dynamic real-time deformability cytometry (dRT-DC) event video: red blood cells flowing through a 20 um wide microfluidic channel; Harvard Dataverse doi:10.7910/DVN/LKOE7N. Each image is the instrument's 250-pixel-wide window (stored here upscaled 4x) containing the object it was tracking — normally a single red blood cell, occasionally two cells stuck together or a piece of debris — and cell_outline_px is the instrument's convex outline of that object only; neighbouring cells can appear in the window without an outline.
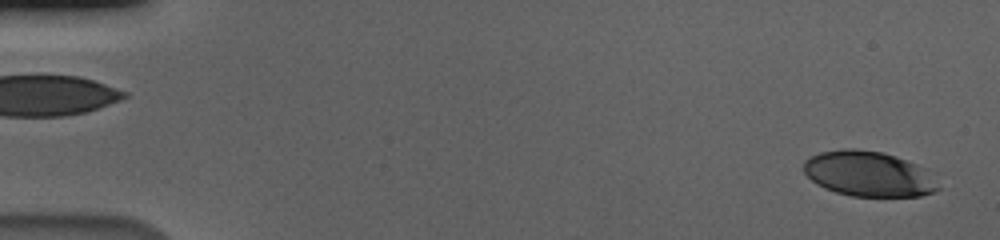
{"species": "human", "species_latin": "Homo sapiens", "temperature_condition": "cold", "stored_images_in_passage": 58, "camera_frame_rate_fps": 3000, "um_per_image_px": 0.085, "donor": {"sex": "male"}, "frame": {"image": 1, "passage_image": 2, "time_ms": 0.333, "image_size_px": [1000, 240], "cell_outline_px": [[940, 188], [932, 192], [920, 196], [852, 196], [836, 192], [824, 188], [816, 184], [804, 172], [804, 160], [820, 152], [844, 148], [856, 148], [880, 152], [896, 156], [928, 168]], "centroid_in_image_um": [73.85, 14.77], "position_along_channel_um": 11.2, "area_um2": 35.6}}
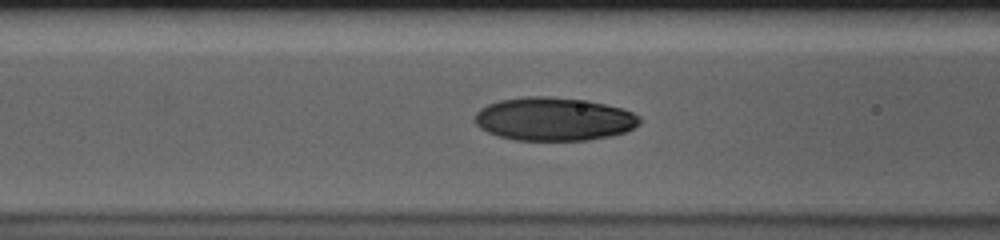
{"frame": {"image": 2, "passage_image": 24, "time_ms": 7.667, "image_size_px": [1000, 240], "cell_outline_px": [[640, 124], [624, 132], [608, 136], [588, 140], [516, 140], [500, 136], [488, 132], [480, 128], [476, 124], [476, 112], [480, 108], [488, 104], [500, 100], [528, 96], [548, 96], [588, 100], [620, 108], [632, 112], [640, 116]], "centroid_in_image_um": [47.08, 10.11], "position_along_channel_um": 119.5, "area_um2": 41.44}}
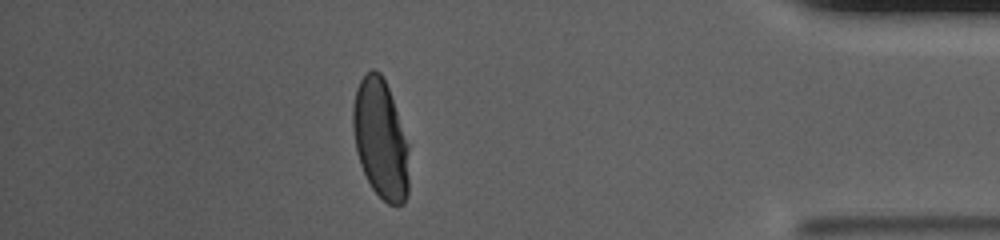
{"frame": {"image": 3, "passage_image": 51, "time_ms": 16.667, "image_size_px": [1000, 240], "cell_outline_px": [[408, 196], [404, 204], [396, 208], [388, 204], [372, 188], [360, 164], [356, 152], [352, 124], [352, 108], [356, 88], [360, 80], [372, 68], [380, 72], [388, 88], [408, 144]], "centroid_in_image_um": [32.34, 11.86], "position_along_channel_um": 402.9, "area_um2": 38.96}, "authors_computed_cell_mechanics": {"area_um2": 39.9976, "velocity_mm_per_s": 3.579, "shape_relaxation_time_tau1_ms": 4.5118, "shape_relaxation_time_tau2_ms": 0.9991, "deformation_change_tau1": 0.1893, "deformation_change_tau2": 0.0457}}